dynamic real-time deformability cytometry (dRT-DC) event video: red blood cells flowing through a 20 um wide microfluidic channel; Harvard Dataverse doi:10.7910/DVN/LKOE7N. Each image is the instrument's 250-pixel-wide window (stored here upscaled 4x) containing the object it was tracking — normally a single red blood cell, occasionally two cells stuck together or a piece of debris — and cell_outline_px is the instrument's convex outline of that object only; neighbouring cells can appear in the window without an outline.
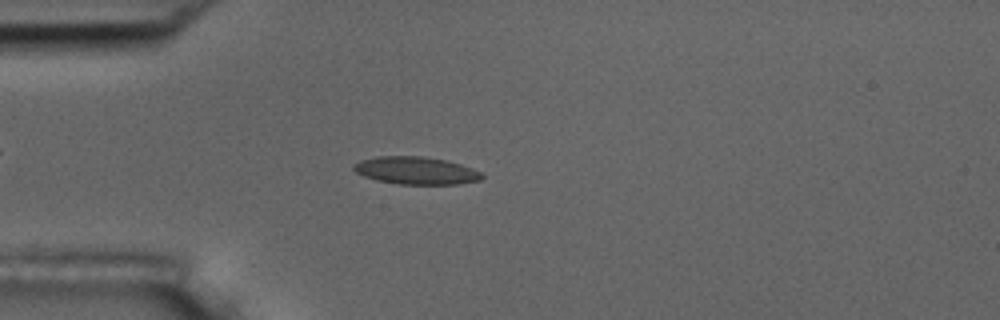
{"species": "common noctule bat (a hibernating species)", "species_latin": "Nyctalus noctula", "temperature_condition": "room temperature", "stored_images_in_passage": 53, "camera_frame_rate_fps": 3000, "um_per_image_px": 0.085, "animal": {"sex": "male", "body_mass_g": 17.5, "forearm_length_mm": 52.3}, "frame": {"image": 1, "passage_image": 14, "time_ms": 4.333, "image_size_px": [1000, 320], "cell_outline_px": [[484, 176], [480, 180], [460, 184], [400, 184], [376, 180], [364, 176], [356, 172], [352, 168], [352, 164], [360, 160], [376, 156], [424, 156], [448, 160], [472, 168], [480, 172]], "centroid_in_image_um": [35.34, 14.49], "position_along_channel_um": 49.7, "area_um2": 20.75}}
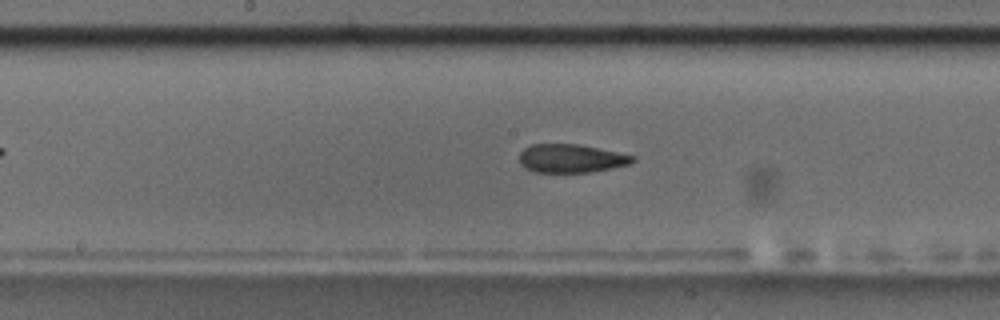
{"frame": {"image": 2, "passage_image": 27, "time_ms": 8.667, "image_size_px": [1000, 320], "cell_outline_px": [[636, 160], [628, 164], [612, 168], [592, 172], [536, 172], [524, 168], [520, 164], [520, 152], [524, 148], [532, 144], [576, 144], [636, 156]], "centroid_in_image_um": [48.52, 13.47], "position_along_channel_um": 199.7, "area_um2": 18.67}}
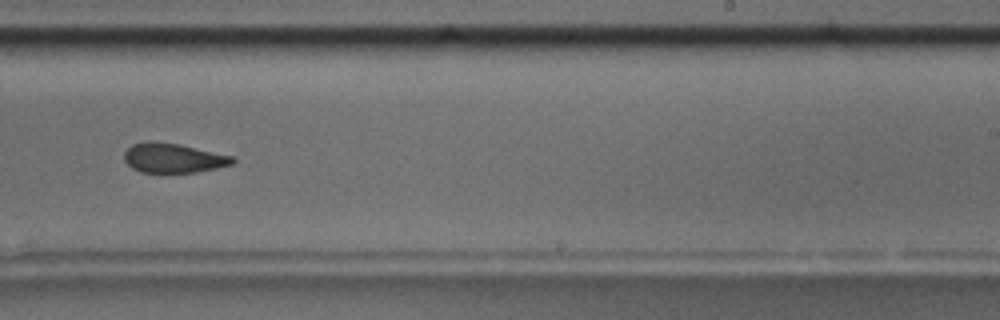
{"frame": {"image": 3, "passage_image": 33, "time_ms": 10.667, "image_size_px": [1000, 320], "cell_outline_px": [[236, 160], [232, 164], [216, 168], [196, 172], [140, 172], [132, 168], [124, 160], [124, 152], [132, 144], [152, 140], [180, 144], [236, 156]], "centroid_in_image_um": [14.75, 13.41], "position_along_channel_um": 274.2, "area_um2": 18.84}, "authors_computed_cell_mechanics": {"area_um2": 19.5364, "velocity_mm_per_s": 3.7363, "shape_relaxation_time_tau1_ms": null, "shape_relaxation_time_tau2_ms": 2.3307, "deformation_change_tau1": null, "deformation_change_tau2": 0.0885}}